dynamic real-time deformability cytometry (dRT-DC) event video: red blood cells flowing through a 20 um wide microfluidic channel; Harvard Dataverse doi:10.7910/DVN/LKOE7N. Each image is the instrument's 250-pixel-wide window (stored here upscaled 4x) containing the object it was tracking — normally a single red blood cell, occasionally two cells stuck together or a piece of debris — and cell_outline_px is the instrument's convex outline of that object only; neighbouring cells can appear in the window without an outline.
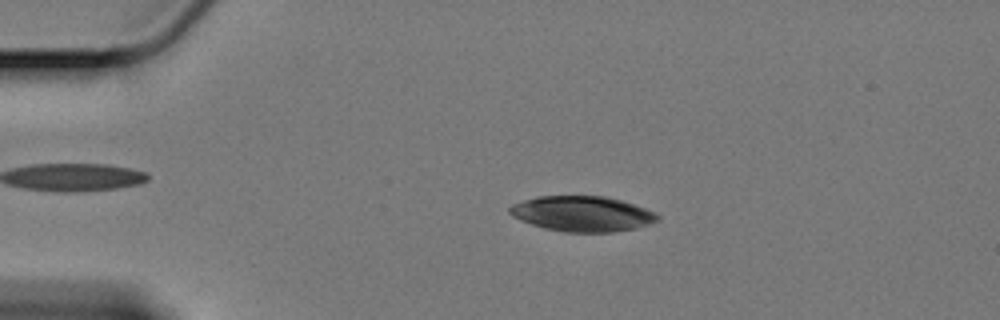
{"species": "Egyptian fruit bat (a non-hibernating species)", "species_latin": "Rousettus aegyptiacus", "temperature_condition": "cold", "stored_images_in_passage": 55, "camera_frame_rate_fps": 3000, "um_per_image_px": 0.085, "animal": {"sex": "female"}, "frame": {"image": 1, "passage_image": 8, "time_ms": 2.333, "image_size_px": [1000, 320], "cell_outline_px": [[660, 220], [636, 228], [612, 232], [564, 232], [544, 228], [532, 224], [512, 216], [508, 212], [508, 208], [512, 204], [536, 196], [604, 196], [620, 200], [656, 212], [660, 216]], "centroid_in_image_um": [49.49, 18.17], "position_along_channel_um": 35.5, "area_um2": 30.4}}
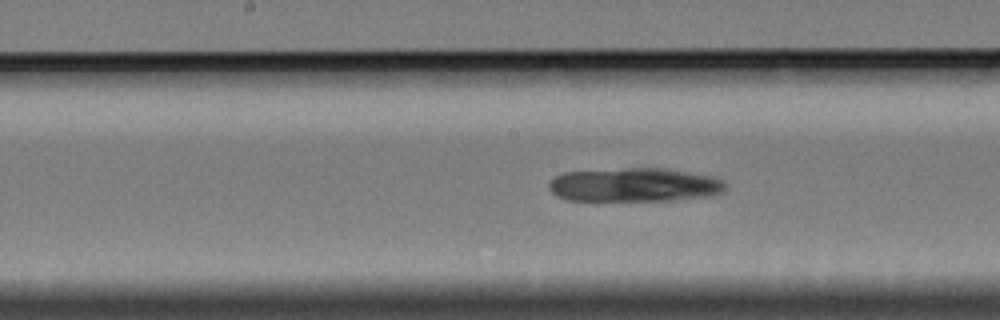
{"frame": {"image": 2, "passage_image": 26, "time_ms": 8.333, "image_size_px": [1000, 320], "cell_outline_px": [[728, 188], [724, 192], [712, 196], [672, 200], [564, 200], [556, 196], [548, 188], [548, 184], [556, 176], [564, 172], [628, 168], [664, 168], [712, 176], [724, 180], [728, 184]], "centroid_in_image_um": [53.98, 15.72], "position_along_channel_um": 194.2, "area_um2": 35.03}}
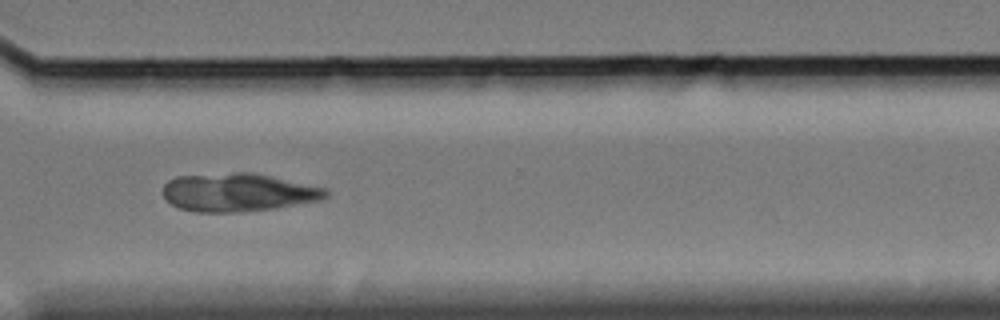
{"frame": {"image": 3, "passage_image": 40, "time_ms": 13.0, "image_size_px": [1000, 320], "cell_outline_px": [[328, 196], [324, 200], [276, 208], [240, 212], [196, 212], [180, 208], [172, 204], [160, 192], [164, 184], [168, 180], [176, 176], [236, 172], [252, 172], [328, 188]], "centroid_in_image_um": [20.26, 16.35], "position_along_channel_um": 350.3, "area_um2": 36.7}}